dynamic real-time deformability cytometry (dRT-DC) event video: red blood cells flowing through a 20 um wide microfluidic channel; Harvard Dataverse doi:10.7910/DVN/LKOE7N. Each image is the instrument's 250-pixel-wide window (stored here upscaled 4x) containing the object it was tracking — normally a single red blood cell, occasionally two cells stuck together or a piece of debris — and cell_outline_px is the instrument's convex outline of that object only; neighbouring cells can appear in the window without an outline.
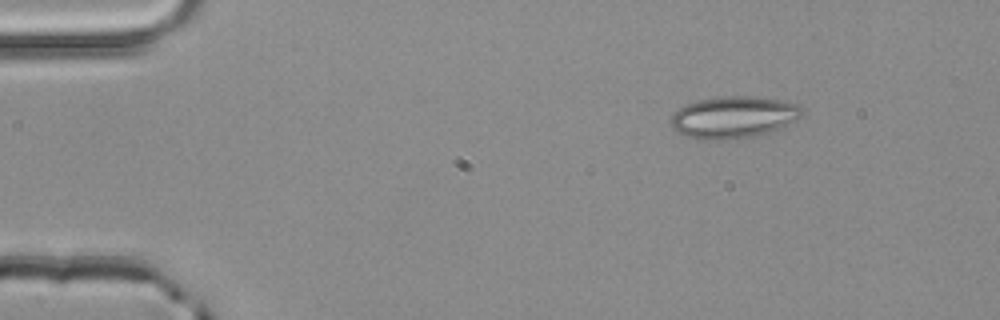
{"species": "common noctule bat (a hibernating species)", "species_latin": "Nyctalus noctula", "temperature_condition": "room temperature", "stored_images_in_passage": 46, "camera_frame_rate_fps": 3000, "um_per_image_px": 0.085, "animal": {"sex": "male", "body_mass_g": 20.4}, "frame": {"image": 1, "passage_image": 1, "time_ms": 0.0, "image_size_px": [1000, 320], "cell_outline_px": [[804, 112], [796, 120], [784, 128], [752, 136], [720, 140], [700, 140], [684, 136], [676, 132], [672, 128], [668, 120], [680, 108], [688, 104], [700, 100], [724, 96], [748, 96], [780, 100], [796, 104]], "centroid_in_image_um": [62.32, 9.98], "position_along_channel_um": 22.7, "area_um2": 31.96}}
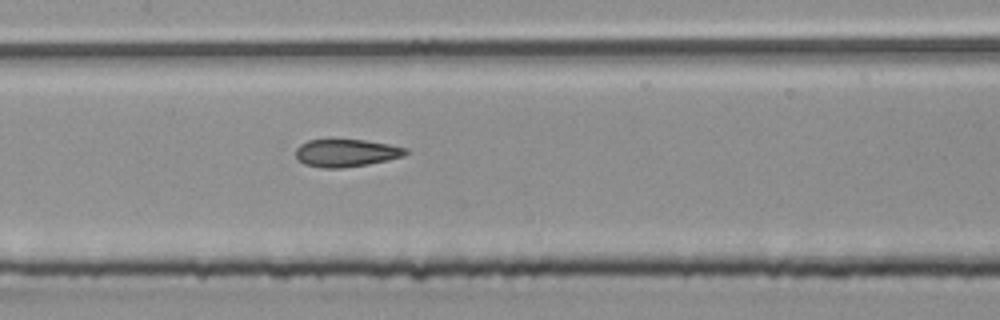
{"frame": {"image": 2, "passage_image": 19, "time_ms": 6.0, "image_size_px": [1000, 320], "cell_outline_px": [[408, 152], [404, 156], [388, 160], [368, 164], [340, 168], [324, 168], [304, 164], [296, 156], [296, 148], [300, 144], [308, 140], [364, 140], [388, 144], [408, 148]], "centroid_in_image_um": [29.44, 13.0], "position_along_channel_um": 178.0, "area_um2": 17.57}}
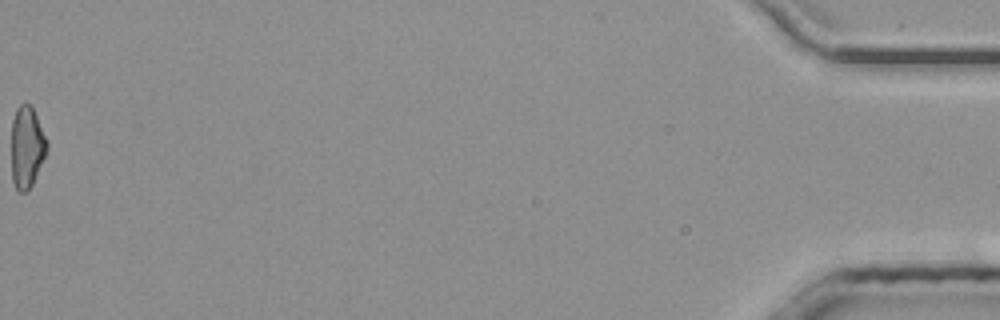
{"frame": {"image": 3, "passage_image": 46, "time_ms": 15.0, "image_size_px": [1000, 320], "cell_outline_px": [[48, 148], [32, 184], [24, 192], [20, 192], [16, 188], [12, 180], [12, 120], [16, 108], [20, 104], [28, 104], [32, 108], [48, 140]], "centroid_in_image_um": [2.28, 12.49], "position_along_channel_um": 432.9, "area_um2": 16.65}, "authors_computed_cell_mechanics": {"area_um2": 17.8024, "velocity_mm_per_s": 4.0395, "shape_relaxation_time_tau1_ms": null, "shape_relaxation_time_tau2_ms": 3.1345, "deformation_change_tau1": null, "deformation_change_tau2": 0.0954}}